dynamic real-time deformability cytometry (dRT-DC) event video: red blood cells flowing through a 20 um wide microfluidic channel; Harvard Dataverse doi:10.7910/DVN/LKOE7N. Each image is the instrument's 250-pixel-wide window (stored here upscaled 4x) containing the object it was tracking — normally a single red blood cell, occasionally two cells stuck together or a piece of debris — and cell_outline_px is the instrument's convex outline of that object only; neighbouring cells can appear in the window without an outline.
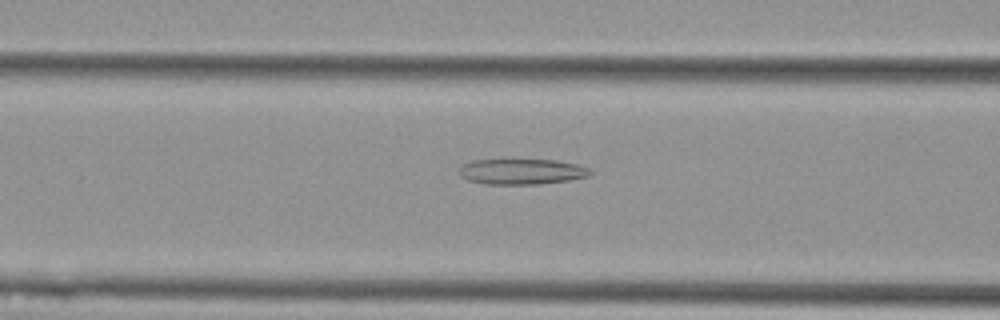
{"species": "Egyptian fruit bat (a non-hibernating species)", "species_latin": "Rousettus aegyptiacus", "temperature_condition": "cold", "stored_images_in_passage": 46, "camera_frame_rate_fps": 3000, "um_per_image_px": 0.085, "animal": {"sex": "female"}, "frame": {"image": 1, "passage_image": 12, "time_ms": 3.667, "image_size_px": [1000, 320], "cell_outline_px": [[592, 172], [588, 176], [568, 180], [536, 184], [488, 184], [468, 180], [460, 176], [460, 168], [464, 164], [472, 160], [500, 156], [556, 160], [576, 164], [588, 168]], "centroid_in_image_um": [44.27, 14.52], "position_along_channel_um": 122.3, "area_um2": 20.46}}
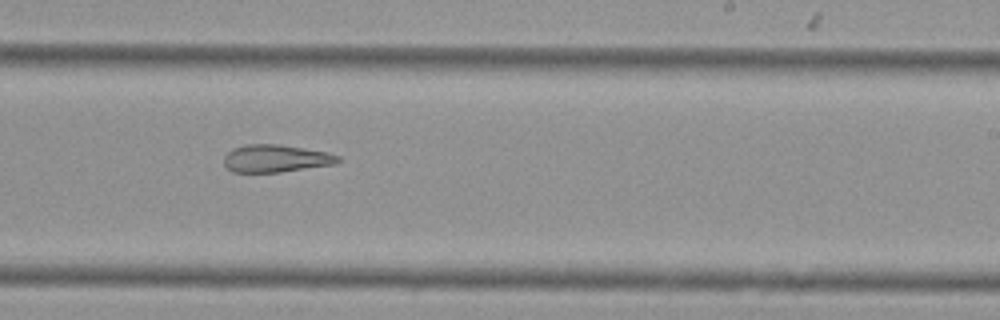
{"frame": {"image": 2, "passage_image": 24, "time_ms": 7.667, "image_size_px": [1000, 320], "cell_outline_px": [[340, 160], [332, 164], [280, 172], [232, 172], [224, 164], [224, 156], [232, 148], [244, 144], [280, 144], [328, 152], [340, 156]], "centroid_in_image_um": [23.4, 13.45], "position_along_channel_um": 265.6, "area_um2": 18.26}}
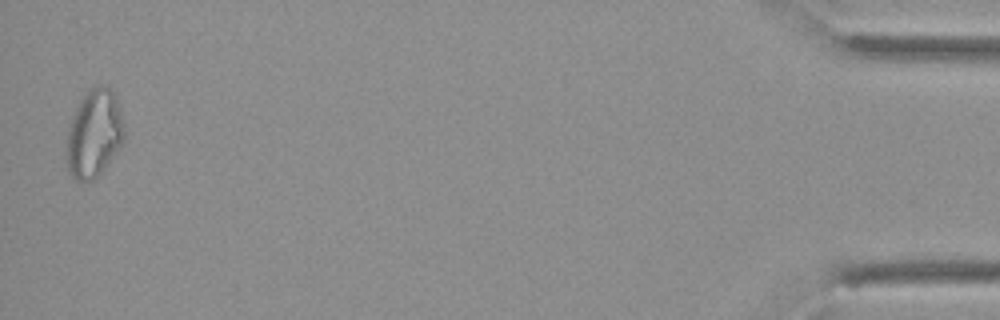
{"frame": {"image": 3, "passage_image": 45, "time_ms": 14.667, "image_size_px": [1000, 320], "cell_outline_px": [[124, 136], [120, 144], [100, 172], [92, 180], [76, 180], [68, 172], [68, 128], [72, 116], [84, 92], [88, 88], [100, 84], [108, 84], [112, 88], [116, 96], [124, 128]], "centroid_in_image_um": [7.99, 11.25], "position_along_channel_um": 427.2, "area_um2": 28.96}, "authors_computed_cell_mechanics": {"area_um2": 21.675, "velocity_mm_per_s": 3.595, "shape_relaxation_time_tau1_ms": null, "shape_relaxation_time_tau2_ms": 8.6049, "deformation_change_tau1": null, "deformation_change_tau2": 0.2207}}